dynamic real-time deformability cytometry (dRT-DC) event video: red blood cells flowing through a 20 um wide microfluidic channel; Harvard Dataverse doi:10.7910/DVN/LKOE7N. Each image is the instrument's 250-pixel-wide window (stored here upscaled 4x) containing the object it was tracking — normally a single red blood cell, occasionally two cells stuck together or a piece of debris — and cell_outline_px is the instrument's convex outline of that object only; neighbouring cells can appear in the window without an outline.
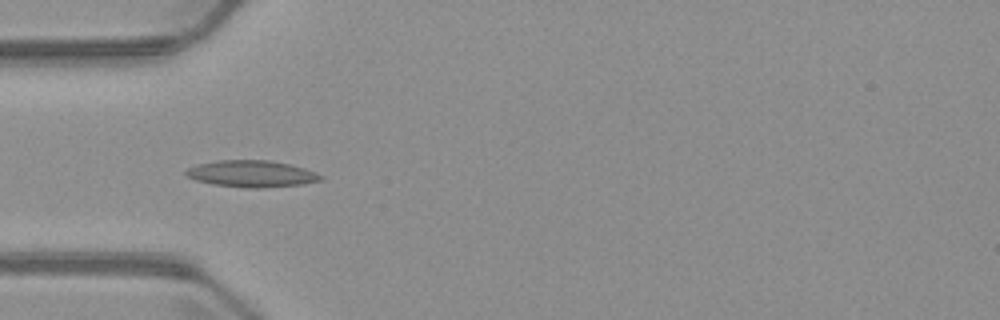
{"species": "common noctule bat (a hibernating species)", "species_latin": "Nyctalus noctula", "temperature_condition": "warm", "stored_images_in_passage": 6, "camera_frame_rate_fps": 3000, "um_per_image_px": 0.085, "animal": {"sex": "male", "body_mass_g": 23.1, "forearm_length_mm": 52.7}, "frame": {"image": 1, "passage_image": 4, "time_ms": 5.0, "image_size_px": [1000, 320], "cell_outline_px": [[324, 180], [304, 184], [264, 188], [244, 188], [212, 184], [196, 180], [188, 176], [184, 172], [188, 168], [196, 164], [216, 160], [268, 160], [288, 164], [304, 168], [316, 172], [324, 176]], "centroid_in_image_um": [21.41, 14.78], "position_along_channel_um": 63.6, "area_um2": 21.15}}
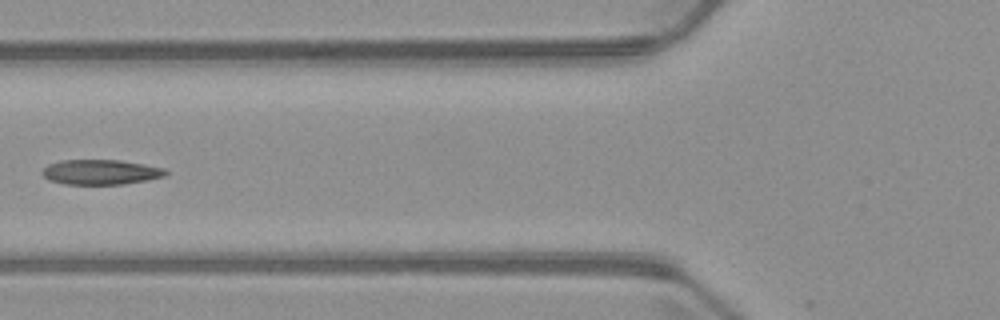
{"frame": {"image": 2, "passage_image": 5, "time_ms": 6.333, "image_size_px": [1000, 320], "cell_outline_px": [[168, 172], [164, 176], [148, 180], [124, 184], [64, 184], [48, 180], [40, 172], [48, 164], [60, 160], [120, 160], [144, 164], [164, 168]], "centroid_in_image_um": [8.54, 14.62], "position_along_channel_um": 117.3, "area_um2": 18.03}}
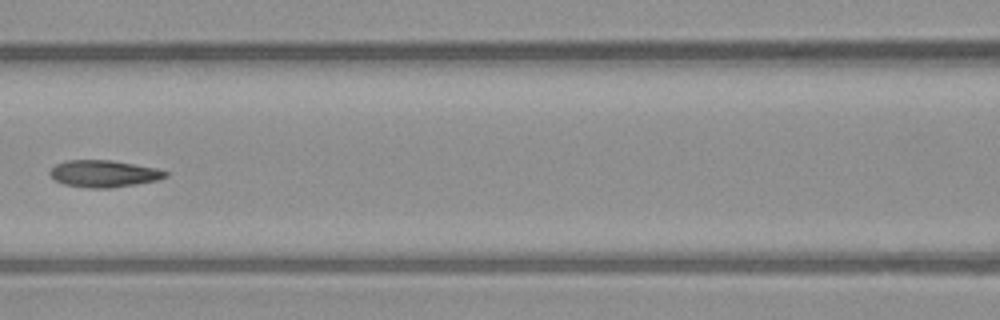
{"frame": {"image": 3, "passage_image": 6, "time_ms": 7.333, "image_size_px": [1000, 320], "cell_outline_px": [[168, 176], [156, 180], [136, 184], [108, 188], [88, 188], [64, 184], [56, 180], [48, 172], [56, 164], [64, 160], [112, 160], [156, 168], [168, 172]], "centroid_in_image_um": [8.81, 14.75], "position_along_channel_um": 157.8, "area_um2": 18.03}}